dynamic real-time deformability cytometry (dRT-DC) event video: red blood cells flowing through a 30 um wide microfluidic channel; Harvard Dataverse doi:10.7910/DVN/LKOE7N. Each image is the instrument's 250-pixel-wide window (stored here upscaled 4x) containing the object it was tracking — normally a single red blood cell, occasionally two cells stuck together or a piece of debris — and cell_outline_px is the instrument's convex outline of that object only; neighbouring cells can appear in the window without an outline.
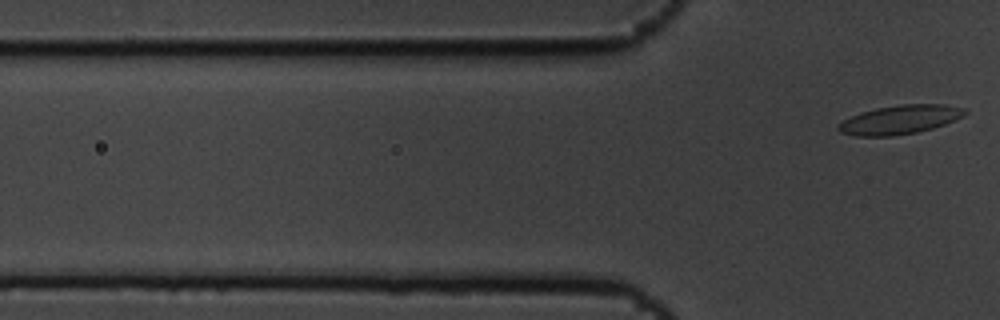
{"species": "common noctule bat (a hibernating species)", "species_latin": "Nyctalus noctula", "temperature_condition": "cold", "stored_images_in_passage": 7, "segment_of_instrument_passage": [2, 2], "camera_frame_rate_fps": 3000, "um_per_image_px": 0.085, "animal": {"sex": "male", "body_mass_g": 19.5, "forearm_length_mm": 54.6}, "frame": {"image": 1, "passage_image": 7, "time_ms": 2.0, "image_size_px": [1000, 320], "cell_outline_px": [[968, 112], [964, 116], [956, 120], [932, 128], [916, 132], [892, 136], [856, 136], [840, 132], [836, 128], [836, 124], [860, 112], [876, 108], [900, 104], [944, 104], [964, 108]], "centroid_in_image_um": [76.48, 10.16], "position_along_channel_um": 49.3, "area_um2": 21.39}}